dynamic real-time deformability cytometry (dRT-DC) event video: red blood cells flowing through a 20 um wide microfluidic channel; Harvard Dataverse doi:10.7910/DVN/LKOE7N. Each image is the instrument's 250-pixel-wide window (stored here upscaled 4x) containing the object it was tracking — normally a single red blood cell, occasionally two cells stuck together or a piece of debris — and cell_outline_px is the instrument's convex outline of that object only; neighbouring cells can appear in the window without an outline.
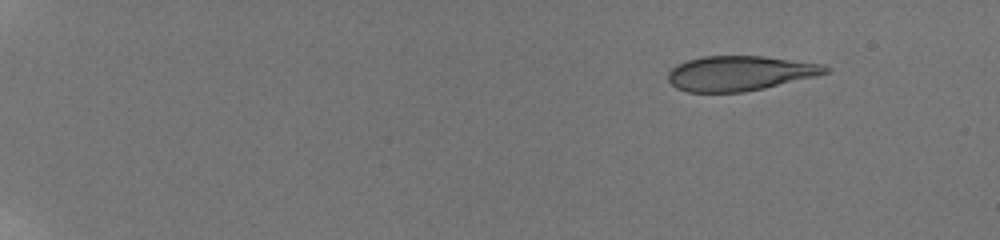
{"species": "human", "species_latin": "Homo sapiens", "temperature_condition": "room temperature", "stored_images_in_passage": 51, "camera_frame_rate_fps": 3000, "um_per_image_px": 0.085, "donor": {"sex": "male"}, "frame": {"image": 1, "passage_image": 1, "time_ms": 0.0, "image_size_px": [1000, 240], "cell_outline_px": [[828, 72], [816, 76], [764, 88], [744, 92], [688, 92], [676, 88], [668, 80], [668, 72], [676, 64], [688, 60], [704, 56], [764, 56], [824, 64], [828, 68]], "centroid_in_image_um": [62.87, 6.22], "position_along_channel_um": 22.1, "area_um2": 31.91}}
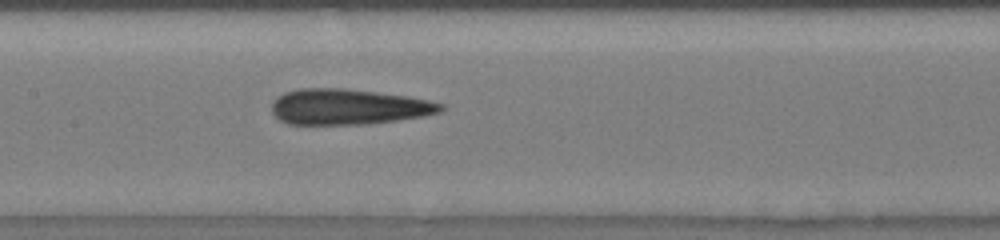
{"frame": {"image": 2, "passage_image": 26, "time_ms": 8.333, "image_size_px": [1000, 240], "cell_outline_px": [[444, 108], [440, 112], [424, 116], [368, 124], [288, 124], [280, 120], [272, 112], [272, 100], [276, 96], [284, 92], [300, 88], [344, 88], [408, 96], [428, 100], [444, 104]], "centroid_in_image_um": [29.58, 9.07], "position_along_channel_um": 177.8, "area_um2": 35.2}}
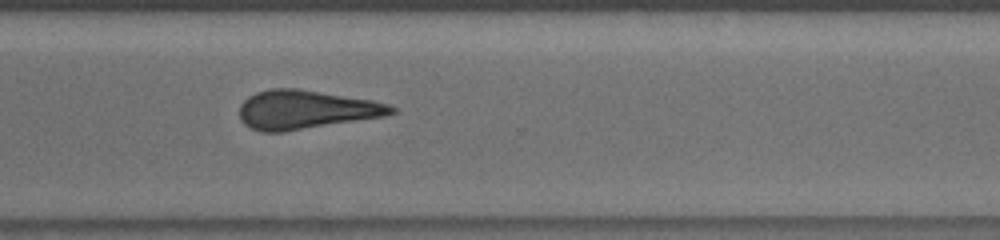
{"frame": {"image": 3, "passage_image": 39, "time_ms": 12.667, "image_size_px": [1000, 240], "cell_outline_px": [[396, 112], [388, 116], [284, 132], [260, 132], [244, 124], [240, 120], [240, 104], [248, 96], [256, 92], [272, 88], [296, 88], [372, 100], [388, 104], [396, 108]], "centroid_in_image_um": [26.0, 9.33], "position_along_channel_um": 344.6, "area_um2": 34.56}, "authors_computed_cell_mechanics": {"area_um2": 34.0442, "velocity_mm_per_s": 3.8567, "shape_relaxation_time_tau1_ms": null, "shape_relaxation_time_tau2_ms": 2.0863, "deformation_change_tau1": null, "deformation_change_tau2": 0.0764}}